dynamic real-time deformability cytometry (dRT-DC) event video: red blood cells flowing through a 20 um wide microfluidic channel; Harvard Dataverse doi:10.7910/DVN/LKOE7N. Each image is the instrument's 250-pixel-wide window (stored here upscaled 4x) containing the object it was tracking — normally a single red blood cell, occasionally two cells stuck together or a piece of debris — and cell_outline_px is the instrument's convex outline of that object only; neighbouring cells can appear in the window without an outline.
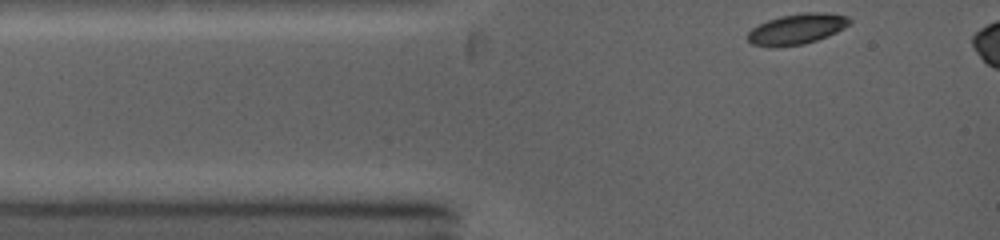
{"species": "common noctule bat (a hibernating species)", "species_latin": "Nyctalus noctula", "temperature_condition": "warm", "stored_images_in_passage": 6, "camera_frame_rate_fps": 5000, "um_per_image_px": 0.085, "animal": {"sex": "female", "body_mass_g": 19.0, "forearm_length_mm": 53.3}, "frame": {"image": 1, "passage_image": 1, "time_ms": 0.0, "image_size_px": [1000, 240], "cell_outline_px": [[852, 20], [844, 28], [828, 36], [804, 44], [772, 48], [768, 48], [752, 44], [748, 40], [748, 32], [752, 28], [768, 20], [780, 16], [800, 12], [824, 12], [848, 16]], "centroid_in_image_um": [67.72, 2.47], "position_along_channel_um": 17.3, "area_um2": 18.32}}